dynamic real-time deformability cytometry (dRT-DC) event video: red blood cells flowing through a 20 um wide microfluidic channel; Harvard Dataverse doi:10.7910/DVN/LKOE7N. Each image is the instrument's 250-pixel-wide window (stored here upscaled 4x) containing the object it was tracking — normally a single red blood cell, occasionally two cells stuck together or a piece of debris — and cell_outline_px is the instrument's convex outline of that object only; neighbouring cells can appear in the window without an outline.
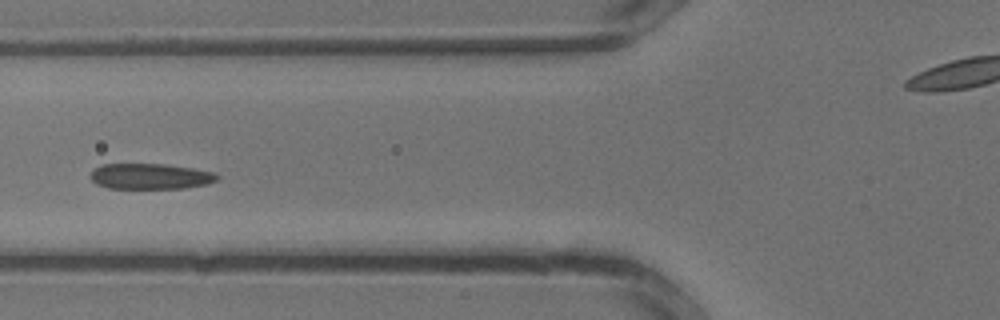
{"species": "common noctule bat (a hibernating species)", "species_latin": "Nyctalus noctula", "temperature_condition": "warm", "stored_images_in_passage": 12, "camera_frame_rate_fps": 3000, "um_per_image_px": 0.085, "animal": {"sex": "male", "body_mass_g": 13.3}, "frame": {"image": 1, "passage_image": 4, "time_ms": 1.0, "image_size_px": [1000, 320], "cell_outline_px": [[220, 176], [216, 180], [208, 184], [184, 188], [108, 188], [96, 184], [88, 176], [92, 168], [100, 164], [164, 164], [192, 168], [212, 172]], "centroid_in_image_um": [12.71, 14.98], "position_along_channel_um": 113.1, "area_um2": 19.07}}
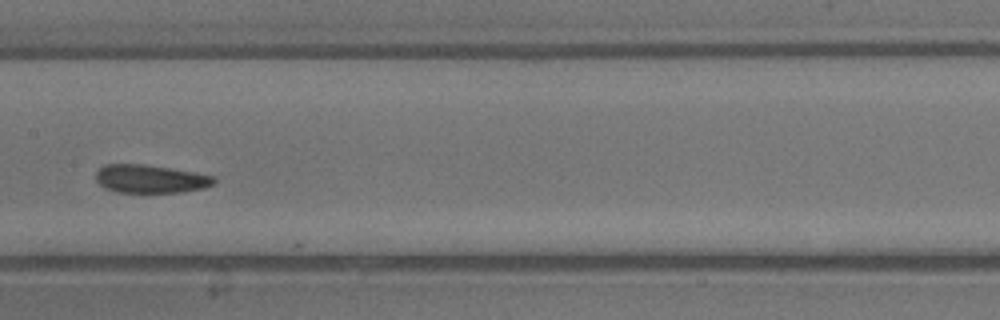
{"frame": {"image": 2, "passage_image": 8, "time_ms": 2.333, "image_size_px": [1000, 320], "cell_outline_px": [[216, 184], [204, 188], [184, 192], [120, 192], [108, 188], [100, 184], [96, 180], [96, 172], [104, 164], [144, 164], [196, 172], [216, 176]], "centroid_in_image_um": [12.86, 15.19], "position_along_channel_um": 194.5, "area_um2": 19.48}}